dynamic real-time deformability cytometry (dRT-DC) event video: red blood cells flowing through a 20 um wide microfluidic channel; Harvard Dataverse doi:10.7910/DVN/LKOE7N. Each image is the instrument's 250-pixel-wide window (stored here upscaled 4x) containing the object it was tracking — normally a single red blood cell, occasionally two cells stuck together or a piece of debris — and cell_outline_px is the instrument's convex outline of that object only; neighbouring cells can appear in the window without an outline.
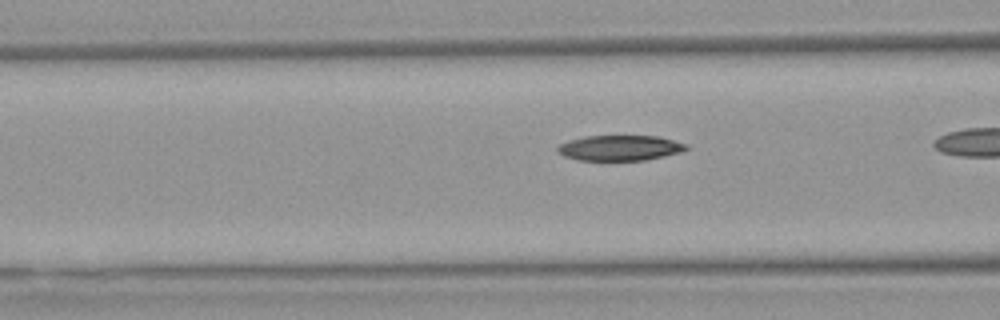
{"species": "Egyptian fruit bat (a non-hibernating species)", "species_latin": "Rousettus aegyptiacus", "temperature_condition": "warm", "stored_images_in_passage": 38, "camera_frame_rate_fps": 3000, "um_per_image_px": 0.085, "animal": {"sex": "female"}, "frame": {"image": 1, "passage_image": 17, "time_ms": 5.333, "image_size_px": [1000, 320], "cell_outline_px": [[688, 148], [680, 152], [664, 156], [644, 160], [576, 160], [564, 156], [556, 152], [556, 148], [560, 144], [568, 140], [584, 136], [660, 136], [688, 144]], "centroid_in_image_um": [52.66, 12.57], "position_along_channel_um": 113.9, "area_um2": 19.13}}
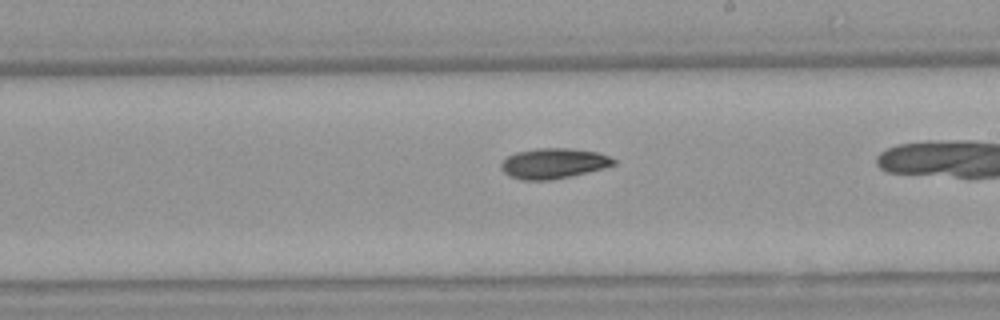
{"frame": {"image": 2, "passage_image": 27, "time_ms": 8.667, "image_size_px": [1000, 320], "cell_outline_px": [[616, 164], [604, 168], [588, 172], [548, 180], [520, 180], [508, 176], [500, 168], [500, 164], [508, 156], [516, 152], [536, 148], [568, 148], [596, 152], [608, 156], [616, 160]], "centroid_in_image_um": [47.02, 13.89], "position_along_channel_um": 242.0, "area_um2": 19.83}}
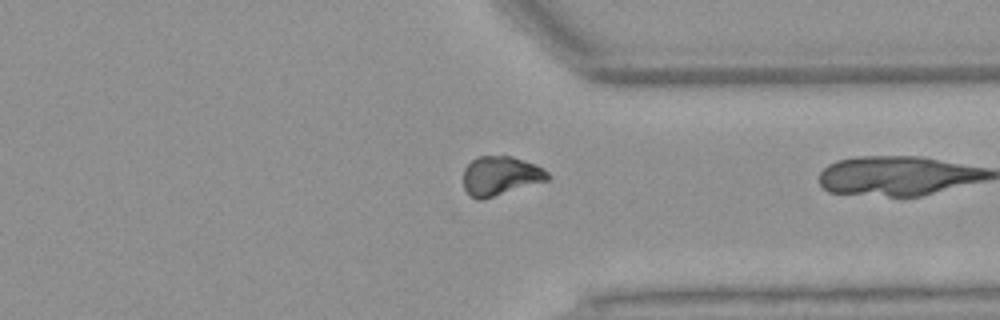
{"frame": {"image": 3, "passage_image": 37, "time_ms": 12.0, "image_size_px": [1000, 320], "cell_outline_px": [[552, 176], [548, 180], [484, 200], [476, 200], [464, 188], [464, 168], [472, 160], [480, 156], [512, 156], [536, 164], [548, 172]], "centroid_in_image_um": [42.56, 14.95], "position_along_channel_um": 368.8, "area_um2": 19.36}}